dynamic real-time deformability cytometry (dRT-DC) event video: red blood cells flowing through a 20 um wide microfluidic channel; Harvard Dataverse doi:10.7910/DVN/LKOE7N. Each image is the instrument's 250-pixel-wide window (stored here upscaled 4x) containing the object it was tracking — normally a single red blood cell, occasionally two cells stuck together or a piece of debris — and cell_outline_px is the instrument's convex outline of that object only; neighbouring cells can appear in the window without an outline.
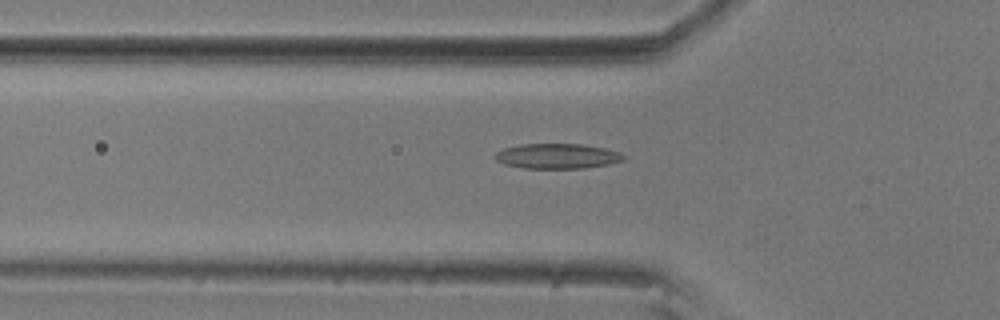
{"species": "common noctule bat (a hibernating species)", "species_latin": "Nyctalus noctula", "temperature_condition": "room temperature", "stored_images_in_passage": 55, "camera_frame_rate_fps": 3000, "um_per_image_px": 0.085, "animal": {"sex": "male", "body_mass_g": 20.5, "forearm_length_mm": 52.5}, "frame": {"image": 1, "passage_image": 18, "time_ms": 5.667, "image_size_px": [1000, 320], "cell_outline_px": [[628, 156], [624, 160], [608, 164], [584, 168], [520, 168], [504, 164], [496, 160], [492, 156], [496, 152], [504, 148], [520, 144], [584, 144], [604, 148], [620, 152]], "centroid_in_image_um": [47.36, 13.27], "position_along_channel_um": 78.4, "area_um2": 18.96}}
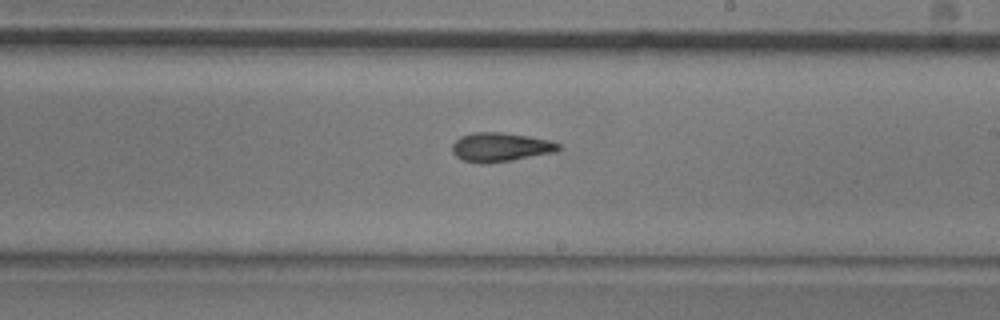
{"frame": {"image": 2, "passage_image": 32, "time_ms": 10.333, "image_size_px": [1000, 320], "cell_outline_px": [[560, 148], [556, 152], [512, 160], [488, 164], [480, 164], [460, 160], [452, 152], [452, 144], [460, 136], [472, 132], [504, 132], [552, 140], [560, 144]], "centroid_in_image_um": [42.52, 12.51], "position_along_channel_um": 246.5, "area_um2": 18.32}}
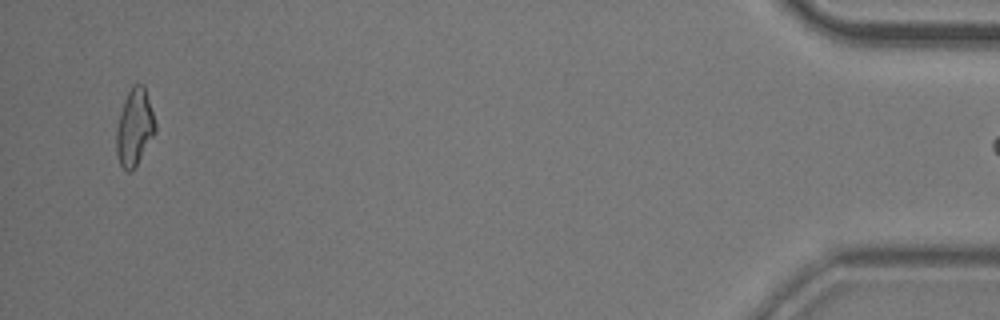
{"frame": {"image": 3, "passage_image": 54, "time_ms": 17.667, "image_size_px": [1000, 320], "cell_outline_px": [[156, 132], [136, 164], [128, 172], [120, 164], [116, 152], [116, 128], [124, 100], [132, 84], [144, 84], [156, 124]], "centroid_in_image_um": [11.43, 10.78], "position_along_channel_um": 423.8, "area_um2": 17.17}}